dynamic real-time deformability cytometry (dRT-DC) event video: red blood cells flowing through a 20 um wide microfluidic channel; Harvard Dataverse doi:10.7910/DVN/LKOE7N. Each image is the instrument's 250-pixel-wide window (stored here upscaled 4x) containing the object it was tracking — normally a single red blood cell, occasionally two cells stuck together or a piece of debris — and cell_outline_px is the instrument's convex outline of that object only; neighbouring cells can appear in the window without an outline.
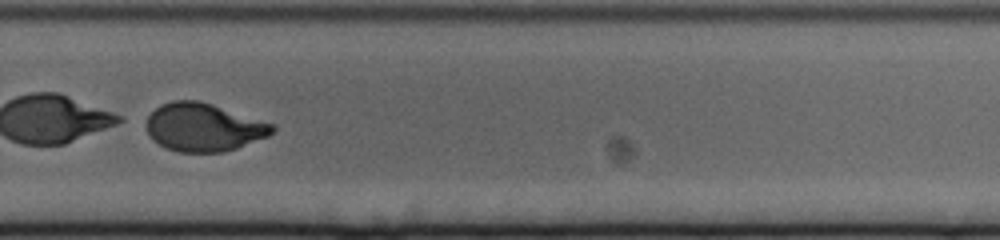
{"species": "human", "species_latin": "Homo sapiens", "temperature_condition": "cold", "stored_images_in_passage": 61, "camera_frame_rate_fps": 3000, "um_per_image_px": 0.085, "donor": {"sex": "female"}, "frame": {"image": 1, "passage_image": 44, "time_ms": 14.333, "image_size_px": [1000, 240], "cell_outline_px": [[276, 128], [268, 136], [236, 148], [220, 152], [180, 152], [164, 148], [152, 140], [148, 136], [144, 124], [148, 116], [160, 104], [172, 100], [200, 100], [276, 124]], "centroid_in_image_um": [17.27, 10.81], "position_along_channel_um": 312.5, "area_um2": 35.72}}